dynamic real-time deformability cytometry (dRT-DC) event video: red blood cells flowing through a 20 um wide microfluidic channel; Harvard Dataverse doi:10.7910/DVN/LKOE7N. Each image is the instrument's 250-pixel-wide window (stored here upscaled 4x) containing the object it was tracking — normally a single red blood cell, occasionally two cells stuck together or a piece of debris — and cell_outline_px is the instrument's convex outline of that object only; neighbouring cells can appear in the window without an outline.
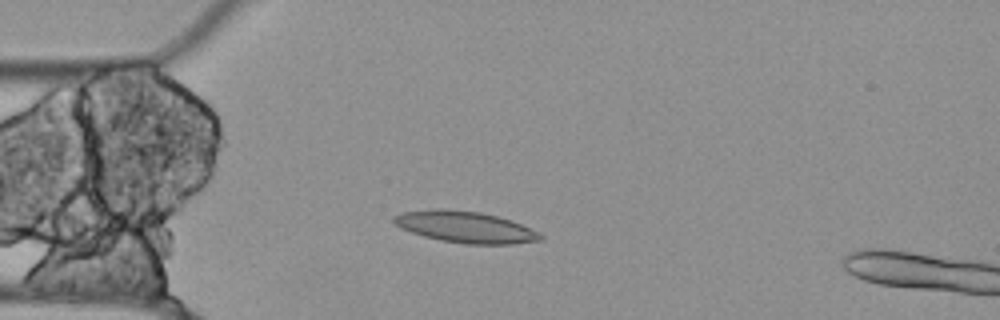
{"species": "Egyptian fruit bat (a non-hibernating species)", "species_latin": "Rousettus aegyptiacus", "temperature_condition": "cold", "stored_images_in_passage": 51, "camera_frame_rate_fps": 3000, "um_per_image_px": 0.085, "animal": {"sex": "female"}, "frame": {"image": 1, "passage_image": 10, "time_ms": 3.0, "image_size_px": [1000, 320], "cell_outline_px": [[544, 236], [540, 240], [512, 244], [468, 244], [440, 240], [424, 236], [400, 228], [392, 220], [392, 216], [400, 212], [432, 208], [444, 208], [480, 212], [512, 220]], "centroid_in_image_um": [39.48, 19.28], "position_along_channel_um": 45.5, "area_um2": 26.82}}
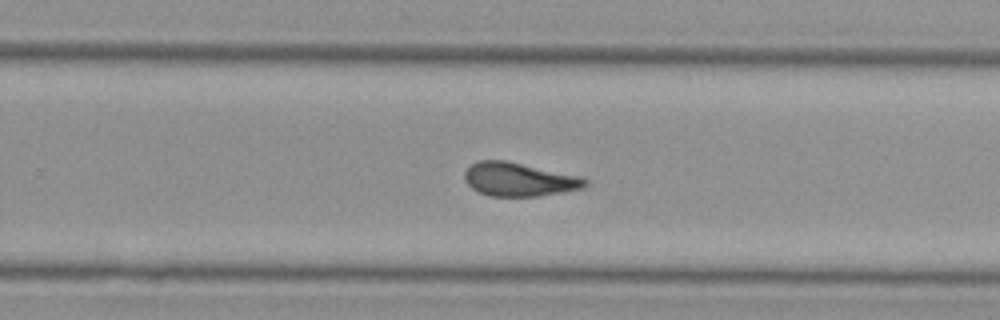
{"frame": {"image": 2, "passage_image": 31, "time_ms": 10.0, "image_size_px": [1000, 320], "cell_outline_px": [[588, 184], [584, 188], [536, 196], [492, 196], [480, 192], [472, 188], [468, 184], [464, 176], [464, 172], [472, 164], [480, 160], [504, 160], [584, 176], [588, 180]], "centroid_in_image_um": [44.17, 15.24], "position_along_channel_um": 285.6, "area_um2": 23.58}}
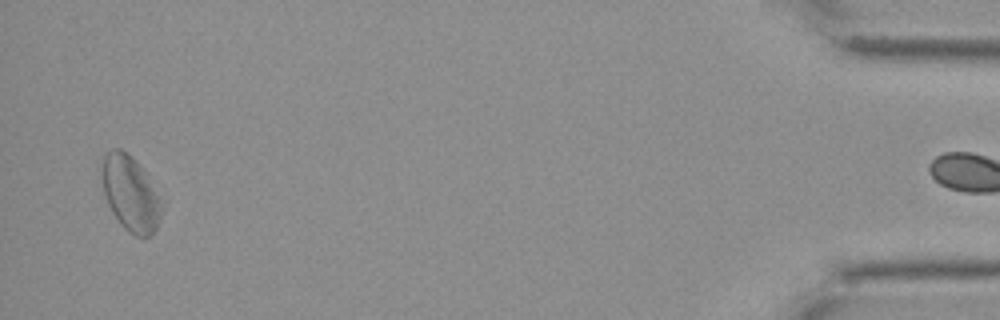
{"frame": {"image": 3, "passage_image": 50, "time_ms": 16.333, "image_size_px": [1000, 320], "cell_outline_px": [[160, 220], [152, 236], [136, 236], [128, 232], [120, 224], [112, 212], [104, 196], [100, 172], [104, 156], [112, 148], [120, 148], [132, 156], [144, 172], [160, 200]], "centroid_in_image_um": [11.03, 16.45], "position_along_channel_um": 424.2, "area_um2": 25.89}, "authors_computed_cell_mechanics": {"area_um2": 24.276, "velocity_mm_per_s": 3.4992, "shape_relaxation_time_tau1_ms": null, "shape_relaxation_time_tau2_ms": 4.046, "deformation_change_tau1": null, "deformation_change_tau2": 0.111}}